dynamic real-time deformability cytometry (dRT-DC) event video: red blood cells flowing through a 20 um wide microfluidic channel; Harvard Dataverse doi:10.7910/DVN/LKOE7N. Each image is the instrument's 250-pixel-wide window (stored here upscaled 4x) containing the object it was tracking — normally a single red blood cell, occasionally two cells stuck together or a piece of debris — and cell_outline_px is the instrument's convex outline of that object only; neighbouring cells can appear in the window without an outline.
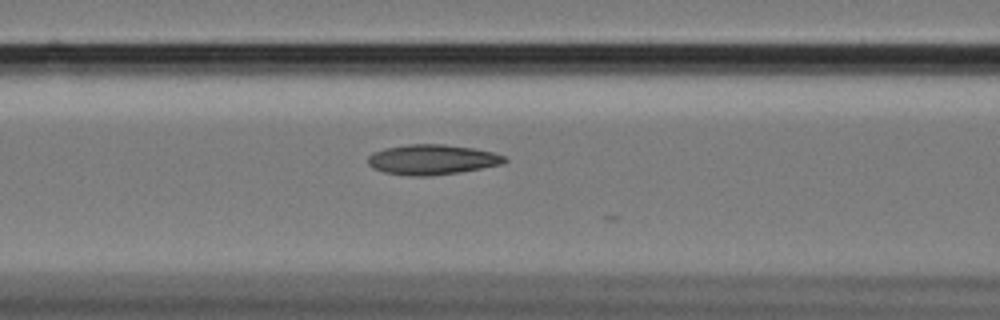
{"species": "Egyptian fruit bat (a non-hibernating species)", "species_latin": "Rousettus aegyptiacus", "temperature_condition": "cold", "stored_images_in_passage": 34, "camera_frame_rate_fps": 3000, "um_per_image_px": 0.085, "animal": {"sex": "female"}, "frame": {"image": 1, "passage_image": 24, "time_ms": 7.667, "image_size_px": [1000, 320], "cell_outline_px": [[508, 160], [504, 164], [460, 172], [432, 176], [408, 176], [384, 172], [372, 168], [368, 164], [368, 156], [372, 152], [384, 148], [408, 144], [444, 144], [472, 148], [492, 152], [504, 156]], "centroid_in_image_um": [36.71, 13.57], "position_along_channel_um": 129.9, "area_um2": 24.16}}
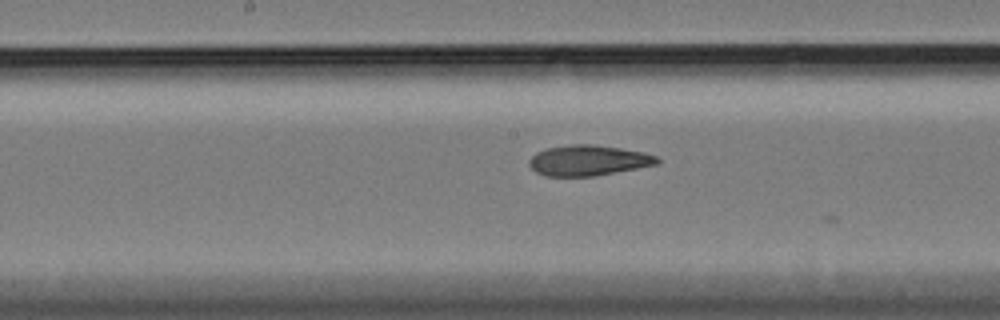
{"frame": {"image": 2, "passage_image": 30, "time_ms": 9.667, "image_size_px": [1000, 320], "cell_outline_px": [[660, 160], [656, 164], [636, 168], [592, 176], [548, 176], [536, 172], [528, 164], [528, 160], [536, 152], [548, 148], [568, 144], [592, 144], [620, 148], [644, 152], [656, 156]], "centroid_in_image_um": [49.97, 13.62], "position_along_channel_um": 198.2, "area_um2": 22.54}}
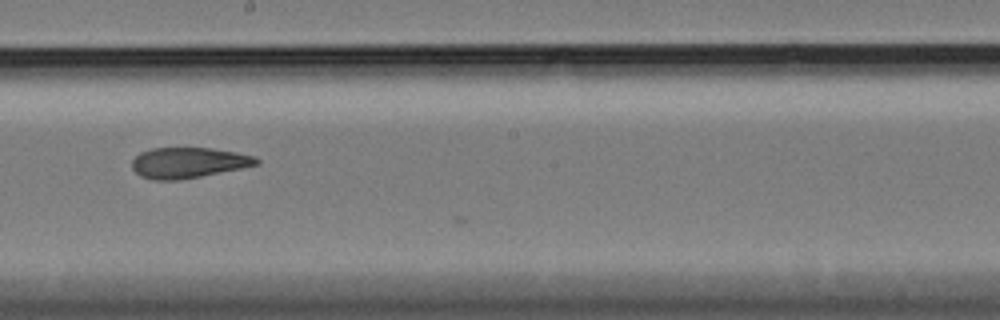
{"frame": {"image": 3, "passage_image": 33, "time_ms": 10.667, "image_size_px": [1000, 320], "cell_outline_px": [[260, 164], [180, 180], [152, 180], [140, 176], [132, 168], [132, 160], [140, 152], [152, 148], [212, 148], [236, 152], [256, 156], [260, 160]], "centroid_in_image_um": [16.0, 13.83], "position_along_channel_um": 232.2, "area_um2": 22.2}}